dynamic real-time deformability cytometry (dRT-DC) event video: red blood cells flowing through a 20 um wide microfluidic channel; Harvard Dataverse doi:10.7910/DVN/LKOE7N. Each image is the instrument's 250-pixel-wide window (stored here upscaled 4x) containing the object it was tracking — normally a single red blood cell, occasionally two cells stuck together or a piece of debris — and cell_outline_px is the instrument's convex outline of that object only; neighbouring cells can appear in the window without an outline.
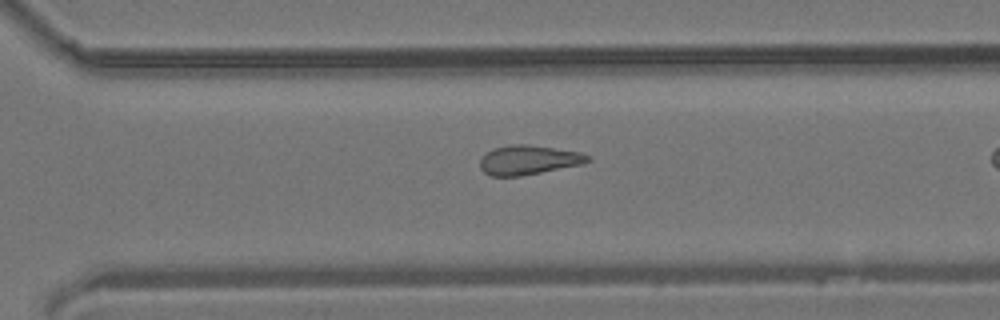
{"species": "common noctule bat (a hibernating species)", "species_latin": "Nyctalus noctula", "temperature_condition": "room temperature", "stored_images_in_passage": 21, "camera_frame_rate_fps": 3000, "um_per_image_px": 0.085, "animal": {"sex": "male", "body_mass_g": 19.2, "forearm_length_mm": 51.8}, "frame": {"image": 1, "passage_image": 18, "time_ms": 5.667, "image_size_px": [1000, 320], "cell_outline_px": [[592, 160], [584, 164], [540, 172], [516, 176], [492, 176], [484, 172], [480, 168], [480, 160], [488, 152], [496, 148], [512, 144], [528, 144], [580, 152], [592, 156]], "centroid_in_image_um": [44.98, 13.59], "position_along_channel_um": 325.6, "area_um2": 18.26}}